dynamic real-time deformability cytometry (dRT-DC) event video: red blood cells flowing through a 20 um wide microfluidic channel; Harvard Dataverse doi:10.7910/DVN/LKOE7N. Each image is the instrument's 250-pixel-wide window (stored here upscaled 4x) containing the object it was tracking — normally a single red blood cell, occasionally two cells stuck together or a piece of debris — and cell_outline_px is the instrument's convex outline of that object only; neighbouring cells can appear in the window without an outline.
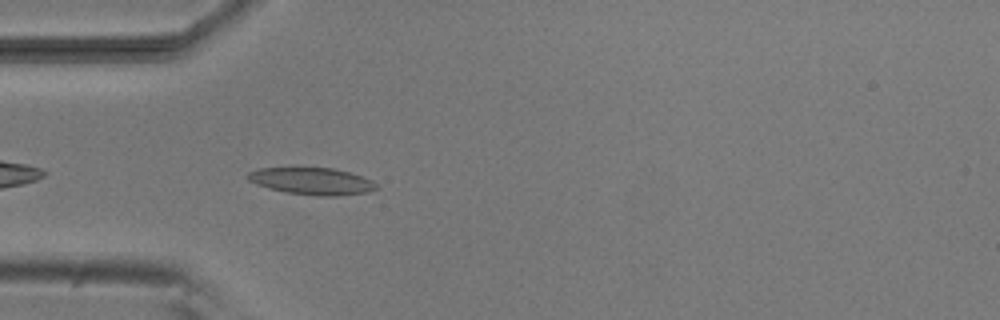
{"species": "common noctule bat (a hibernating species)", "species_latin": "Nyctalus noctula", "temperature_condition": "room temperature", "stored_images_in_passage": 40, "camera_frame_rate_fps": 3000, "um_per_image_px": 0.085, "animal": {"sex": "male", "body_mass_g": 20.5, "forearm_length_mm": 52.5}, "frame": {"image": 1, "passage_image": 3, "time_ms": 0.667, "image_size_px": [1000, 320], "cell_outline_px": [[380, 188], [368, 192], [336, 196], [316, 196], [284, 192], [268, 188], [256, 184], [248, 180], [244, 176], [248, 172], [260, 168], [292, 164], [332, 168], [348, 172], [372, 180]], "centroid_in_image_um": [26.42, 15.35], "position_along_channel_um": 58.6, "area_um2": 21.33}}
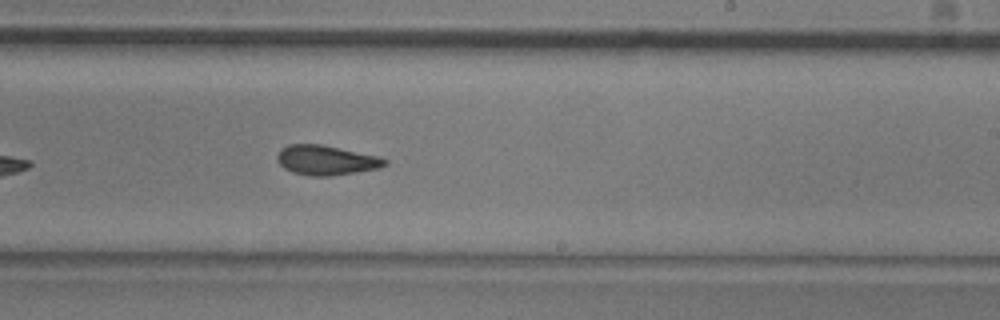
{"frame": {"image": 2, "passage_image": 19, "time_ms": 6.0, "image_size_px": [1000, 320], "cell_outline_px": [[388, 164], [380, 168], [356, 172], [328, 176], [308, 176], [292, 172], [284, 168], [276, 160], [276, 156], [280, 148], [288, 144], [324, 144], [380, 156], [388, 160]], "centroid_in_image_um": [27.73, 13.6], "position_along_channel_um": 261.3, "area_um2": 19.02}}
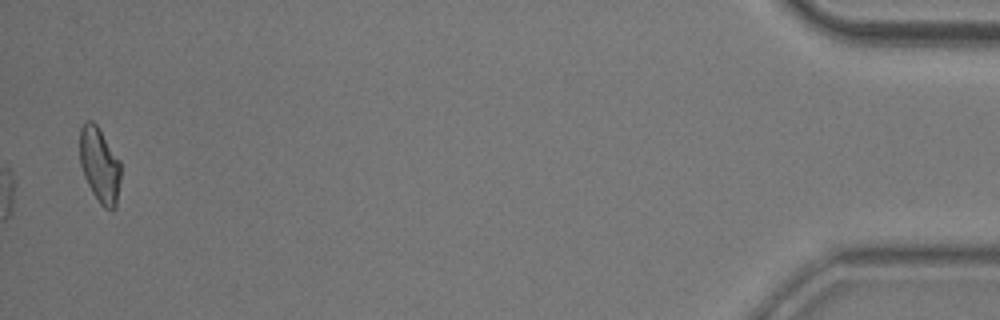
{"frame": {"image": 3, "passage_image": 39, "time_ms": 12.667, "image_size_px": [1000, 320], "cell_outline_px": [[120, 180], [116, 208], [112, 212], [104, 208], [100, 204], [92, 192], [84, 176], [80, 164], [80, 128], [84, 120], [92, 120], [96, 124], [120, 160]], "centroid_in_image_um": [8.47, 14.04], "position_along_channel_um": 426.7, "area_um2": 18.09}, "authors_computed_cell_mechanics": {"area_um2": 18.6983, "velocity_mm_per_s": 3.8438, "shape_relaxation_time_tau1_ms": null, "shape_relaxation_time_tau2_ms": 3.5726, "deformation_change_tau1": null, "deformation_change_tau2": 0.1054}}